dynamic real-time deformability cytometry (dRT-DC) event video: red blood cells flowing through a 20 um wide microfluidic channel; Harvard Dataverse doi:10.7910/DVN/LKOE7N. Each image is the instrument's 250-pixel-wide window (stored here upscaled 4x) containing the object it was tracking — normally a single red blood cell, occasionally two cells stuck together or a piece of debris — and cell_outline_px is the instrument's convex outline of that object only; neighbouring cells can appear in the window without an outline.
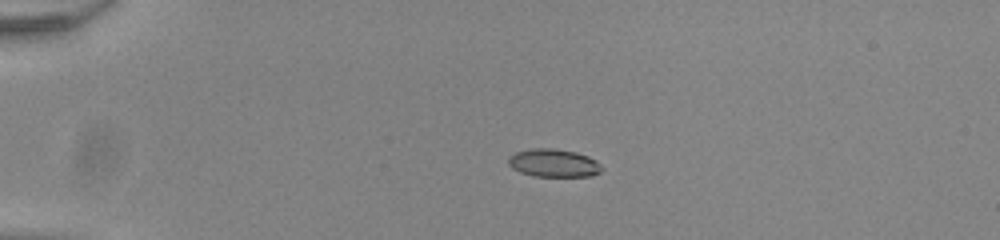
{"species": "common noctule bat (a hibernating species)", "species_latin": "Nyctalus noctula", "temperature_condition": "room temperature", "stored_images_in_passage": 42, "camera_frame_rate_fps": 3000, "um_per_image_px": 0.085, "animal": {"sex": "male", "body_mass_g": 20.0, "forearm_length_mm": 53.3}, "frame": {"image": 1, "passage_image": 1, "time_ms": 0.0, "image_size_px": [1000, 240], "cell_outline_px": [[604, 168], [600, 172], [592, 176], [532, 176], [520, 172], [512, 168], [508, 164], [508, 156], [516, 152], [532, 148], [552, 148], [576, 152], [588, 156], [596, 160]], "centroid_in_image_um": [47.06, 13.86], "position_along_channel_um": 37.9, "area_um2": 15.37}}
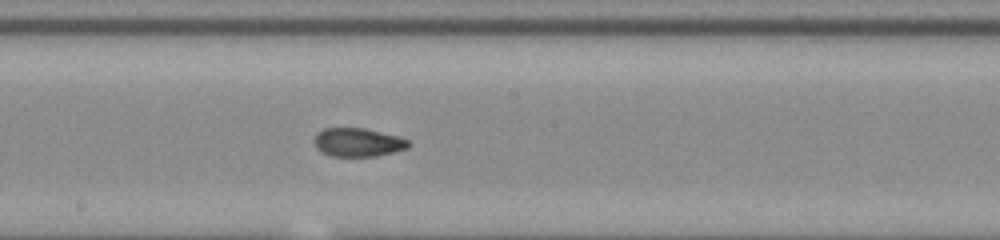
{"frame": {"image": 2, "passage_image": 19, "time_ms": 6.0, "image_size_px": [1000, 240], "cell_outline_px": [[412, 144], [408, 148], [376, 156], [332, 156], [320, 152], [316, 148], [316, 132], [324, 128], [364, 128], [396, 136], [408, 140]], "centroid_in_image_um": [30.42, 12.1], "position_along_channel_um": 217.8, "area_um2": 15.55}}
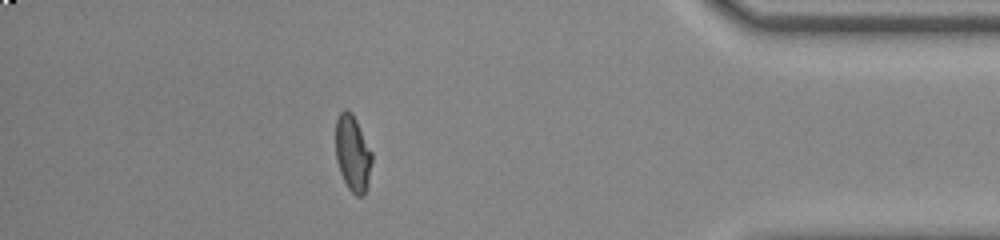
{"frame": {"image": 3, "passage_image": 36, "time_ms": 11.667, "image_size_px": [1000, 240], "cell_outline_px": [[372, 164], [368, 184], [364, 192], [360, 196], [356, 196], [348, 188], [340, 172], [336, 160], [336, 120], [340, 112], [344, 108], [348, 108], [352, 112], [372, 152]], "centroid_in_image_um": [29.98, 13.0], "position_along_channel_um": 405.2, "area_um2": 16.13}, "authors_computed_cell_mechanics": {"area_um2": 15.7505, "velocity_mm_per_s": 3.919, "shape_relaxation_time_tau1_ms": 4.8654, "shape_relaxation_time_tau2_ms": 1.1977, "deformation_change_tau1": 0.16, "deformation_change_tau2": 0.0713}}